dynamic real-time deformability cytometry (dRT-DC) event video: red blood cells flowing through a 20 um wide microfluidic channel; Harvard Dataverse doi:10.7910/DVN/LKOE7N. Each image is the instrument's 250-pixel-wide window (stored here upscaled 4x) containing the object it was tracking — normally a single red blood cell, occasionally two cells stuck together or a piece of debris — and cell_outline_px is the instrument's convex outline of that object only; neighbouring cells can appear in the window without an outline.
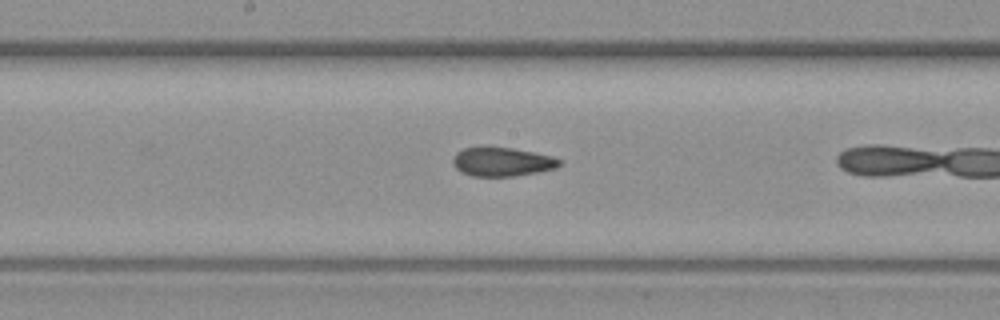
{"species": "common noctule bat (a hibernating species)", "species_latin": "Nyctalus noctula", "temperature_condition": "warm", "stored_images_in_passage": 11, "camera_frame_rate_fps": 3000, "um_per_image_px": 0.085, "animal": {"sex": "female", "body_mass_g": 19.3, "forearm_length_mm": 54.1}, "frame": {"image": 1, "passage_image": 10, "time_ms": 3.0, "image_size_px": [1000, 320], "cell_outline_px": [[560, 164], [556, 168], [536, 172], [512, 176], [472, 176], [460, 172], [456, 168], [452, 160], [456, 152], [464, 148], [480, 144], [512, 148], [552, 156], [560, 160]], "centroid_in_image_um": [42.6, 13.71], "position_along_channel_um": 205.6, "area_um2": 18.26}}